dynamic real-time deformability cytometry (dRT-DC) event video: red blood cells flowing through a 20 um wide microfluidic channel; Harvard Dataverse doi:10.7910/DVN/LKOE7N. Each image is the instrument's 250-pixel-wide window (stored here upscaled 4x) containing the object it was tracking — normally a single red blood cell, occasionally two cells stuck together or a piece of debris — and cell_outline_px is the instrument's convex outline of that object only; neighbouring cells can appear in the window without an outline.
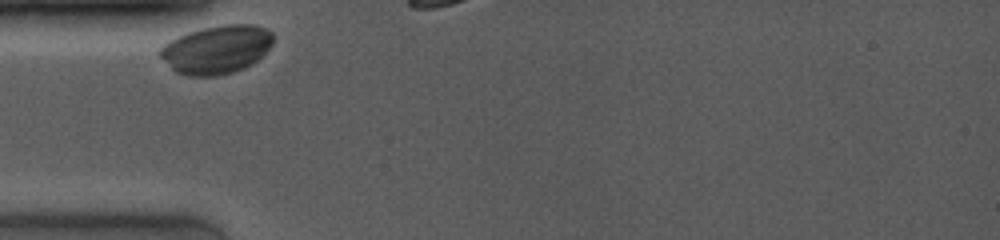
{"species": "common noctule bat (a hibernating species)", "species_latin": "Nyctalus noctula", "temperature_condition": "room temperature", "stored_images_in_passage": 7, "camera_frame_rate_fps": 4000, "um_per_image_px": 0.085, "animal": {"sex": "female", "body_mass_g": 19.0, "forearm_length_mm": 53.3}, "frame": {"image": 1, "passage_image": 1, "time_ms": 0.0, "image_size_px": [1000, 240], "cell_outline_px": [[272, 44], [252, 64], [244, 68], [232, 72], [216, 76], [188, 76], [176, 72], [156, 52], [168, 40], [188, 32], [204, 28], [224, 24], [252, 24], [268, 28], [272, 32]], "centroid_in_image_um": [18.38, 4.2], "position_along_channel_um": 66.6, "area_um2": 31.85}}